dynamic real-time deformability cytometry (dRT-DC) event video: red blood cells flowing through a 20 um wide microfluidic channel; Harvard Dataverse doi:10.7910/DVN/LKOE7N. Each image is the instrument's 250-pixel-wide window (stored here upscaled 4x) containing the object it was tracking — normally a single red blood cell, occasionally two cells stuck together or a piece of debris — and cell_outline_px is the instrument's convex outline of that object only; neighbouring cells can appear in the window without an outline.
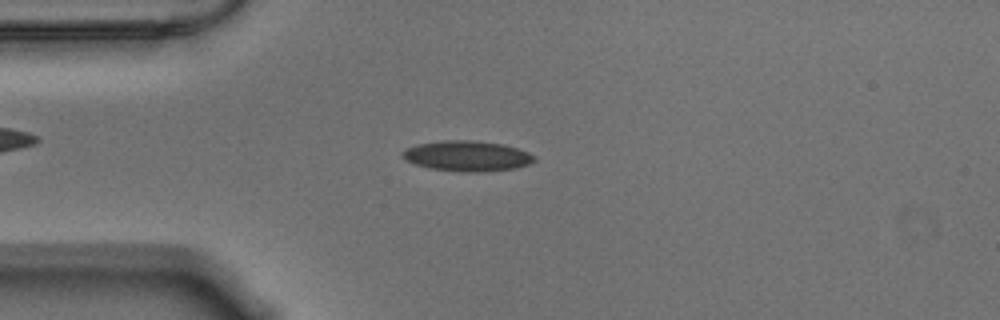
{"species": "Egyptian fruit bat (a non-hibernating species)", "species_latin": "Rousettus aegyptiacus", "temperature_condition": "warm", "stored_images_in_passage": 55, "camera_frame_rate_fps": 3000, "um_per_image_px": 0.085, "animal": {"sex": "male"}, "frame": {"image": 1, "passage_image": 13, "time_ms": 4.0, "image_size_px": [1000, 320], "cell_outline_px": [[536, 160], [528, 164], [516, 168], [484, 172], [464, 172], [428, 168], [416, 164], [400, 156], [400, 152], [416, 144], [444, 140], [476, 140], [504, 144], [528, 152], [536, 156]], "centroid_in_image_um": [39.72, 13.25], "position_along_channel_um": 45.3, "area_um2": 23.52}}
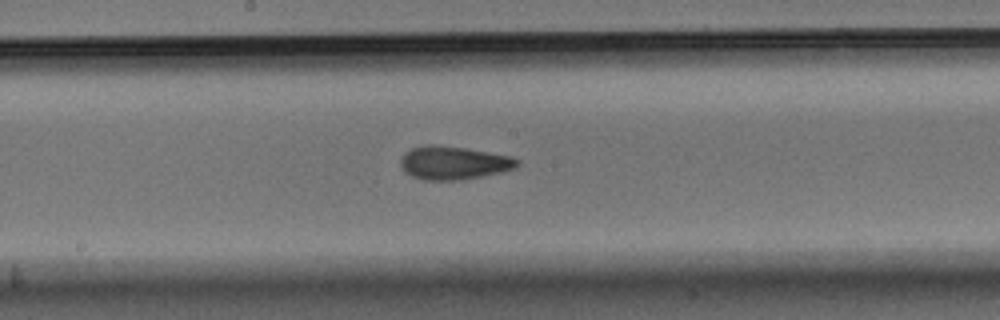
{"frame": {"image": 2, "passage_image": 28, "time_ms": 9.0, "image_size_px": [1000, 320], "cell_outline_px": [[520, 164], [516, 168], [500, 172], [460, 180], [424, 180], [412, 176], [404, 172], [400, 164], [400, 160], [404, 152], [412, 148], [424, 144], [432, 144], [464, 148], [512, 156], [520, 160]], "centroid_in_image_um": [38.54, 13.84], "position_along_channel_um": 209.7, "area_um2": 22.72}}
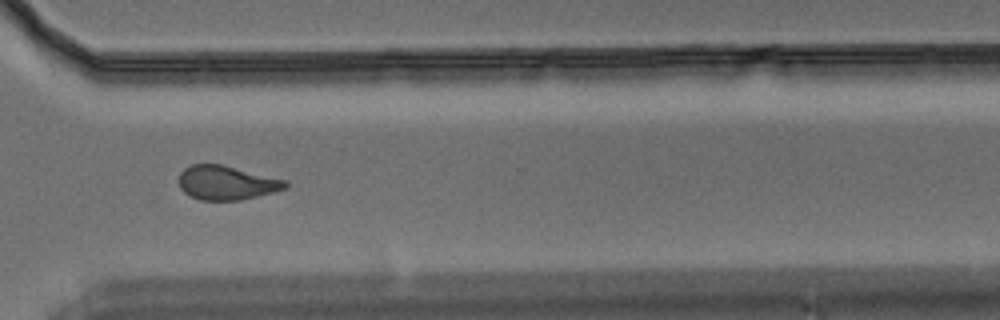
{"frame": {"image": 3, "passage_image": 40, "time_ms": 13.0, "image_size_px": [1000, 320], "cell_outline_px": [[288, 188], [240, 200], [200, 200], [188, 196], [180, 188], [180, 172], [184, 168], [192, 164], [220, 164], [288, 180]], "centroid_in_image_um": [19.26, 15.53], "position_along_channel_um": 351.3, "area_um2": 21.15}, "authors_computed_cell_mechanics": {"area_um2": 21.6172, "velocity_mm_per_s": 3.5478, "shape_relaxation_time_tau1_ms": null, "shape_relaxation_time_tau2_ms": 2.8699, "deformation_change_tau1": null, "deformation_change_tau2": 0.1028}}